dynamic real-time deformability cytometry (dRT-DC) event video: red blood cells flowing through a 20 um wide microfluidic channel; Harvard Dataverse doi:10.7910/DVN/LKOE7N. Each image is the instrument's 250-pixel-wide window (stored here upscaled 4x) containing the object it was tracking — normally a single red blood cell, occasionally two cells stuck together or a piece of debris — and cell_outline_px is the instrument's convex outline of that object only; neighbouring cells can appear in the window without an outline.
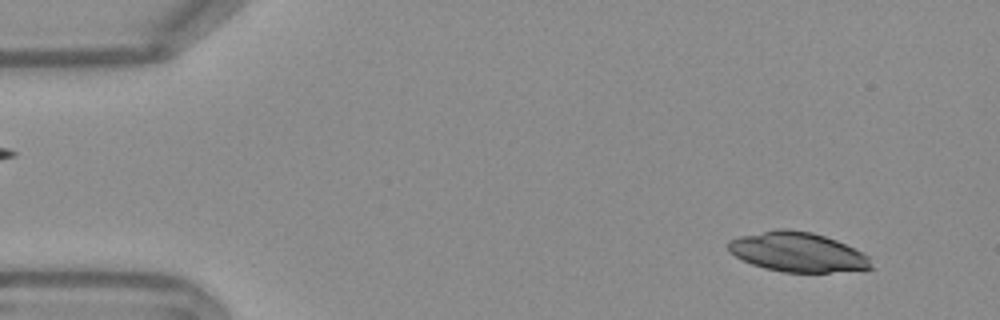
{"species": "Egyptian fruit bat (a non-hibernating species)", "species_latin": "Rousettus aegyptiacus", "temperature_condition": "warm", "stored_images_in_passage": 52, "camera_frame_rate_fps": 3000, "um_per_image_px": 0.085, "frame": {"image": 1, "passage_image": 4, "time_ms": 1.0, "image_size_px": [1000, 320], "cell_outline_px": [[876, 268], [828, 272], [784, 272], [764, 268], [752, 264], [728, 252], [728, 240], [740, 236], [780, 228], [788, 228], [812, 232], [836, 240], [868, 256]], "centroid_in_image_um": [67.78, 21.42], "position_along_channel_um": 17.2, "area_um2": 32.77}}
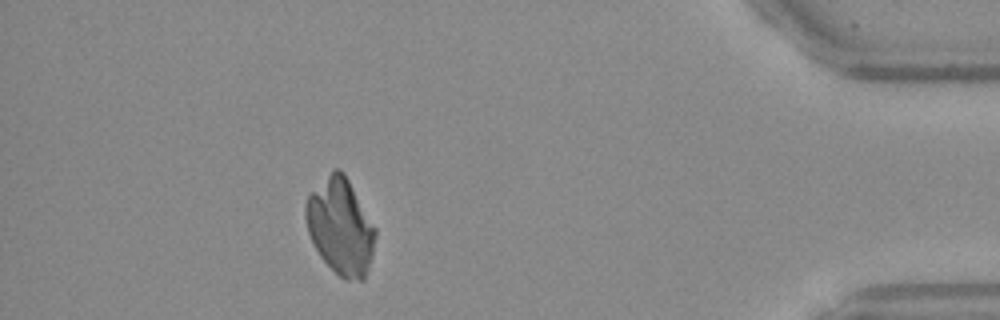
{"frame": {"image": 2, "passage_image": 47, "time_ms": 15.333, "image_size_px": [1000, 320], "cell_outline_px": [[376, 236], [372, 256], [364, 280], [344, 280], [320, 256], [308, 232], [304, 216], [304, 204], [308, 196], [336, 168], [340, 168], [344, 172], [376, 228]], "centroid_in_image_um": [28.95, 19.27], "position_along_channel_um": 406.3, "area_um2": 38.55}}